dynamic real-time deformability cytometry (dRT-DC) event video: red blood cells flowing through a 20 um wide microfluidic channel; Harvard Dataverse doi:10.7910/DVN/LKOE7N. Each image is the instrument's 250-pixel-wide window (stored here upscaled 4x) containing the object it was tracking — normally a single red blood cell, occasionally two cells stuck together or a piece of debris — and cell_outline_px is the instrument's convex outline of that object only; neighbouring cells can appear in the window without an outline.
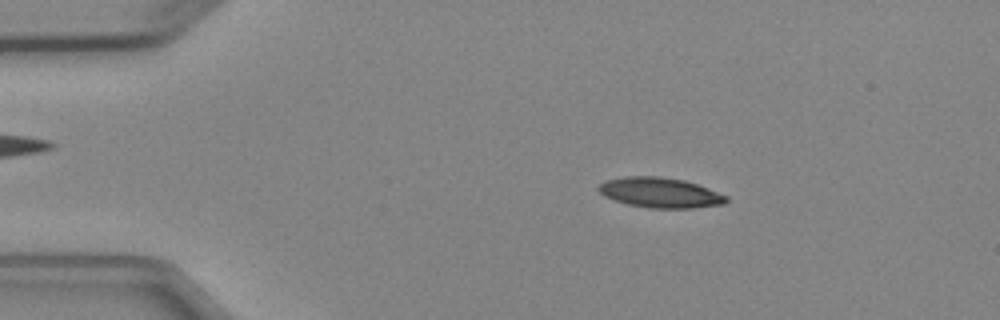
{"species": "Egyptian fruit bat (a non-hibernating species)", "species_latin": "Rousettus aegyptiacus", "temperature_condition": "cold", "stored_images_in_passage": 7, "camera_frame_rate_fps": 3000, "um_per_image_px": 0.085, "animal": {"sex": "female"}, "frame": {"image": 1, "passage_image": 2, "time_ms": 1.333, "image_size_px": [1000, 320], "cell_outline_px": [[728, 200], [724, 204], [692, 208], [648, 208], [628, 204], [604, 196], [596, 188], [604, 180], [624, 176], [660, 176], [684, 180], [708, 188], [728, 196]], "centroid_in_image_um": [56.1, 16.37], "position_along_channel_um": 28.9, "area_um2": 22.48}}
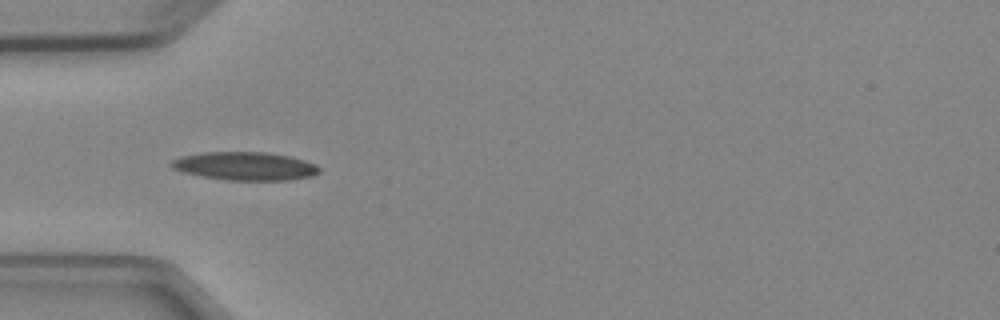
{"frame": {"image": 2, "passage_image": 4, "time_ms": 3.667, "image_size_px": [1000, 320], "cell_outline_px": [[320, 172], [312, 176], [288, 180], [228, 180], [204, 176], [184, 172], [172, 168], [168, 164], [172, 160], [180, 156], [204, 152], [268, 152], [288, 156], [304, 160], [316, 164], [320, 168]], "centroid_in_image_um": [20.83, 14.11], "position_along_channel_um": 64.2, "area_um2": 24.33}}